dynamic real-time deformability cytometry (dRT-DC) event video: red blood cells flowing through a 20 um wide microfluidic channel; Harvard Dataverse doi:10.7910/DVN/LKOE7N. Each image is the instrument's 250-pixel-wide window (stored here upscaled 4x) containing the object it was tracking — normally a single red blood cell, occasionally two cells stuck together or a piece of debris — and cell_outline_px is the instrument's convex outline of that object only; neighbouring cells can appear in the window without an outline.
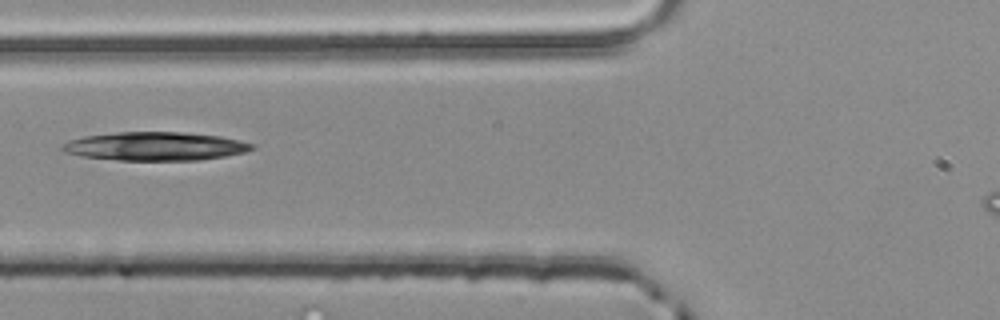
{"species": "common noctule bat (a hibernating species)", "species_latin": "Nyctalus noctula", "temperature_condition": "room temperature", "stored_images_in_passage": 2, "camera_frame_rate_fps": 3000, "um_per_image_px": 0.085, "animal": {"sex": "male", "body_mass_g": 20.4}, "frame": {"image": 1, "passage_image": 2, "time_ms": 0.333, "image_size_px": [1000, 320], "cell_outline_px": [[256, 148], [244, 152], [224, 156], [200, 160], [116, 160], [80, 156], [64, 152], [60, 148], [60, 144], [68, 140], [84, 136], [116, 132], [180, 132], [220, 136], [256, 144]], "centroid_in_image_um": [13.15, 12.43], "position_along_channel_um": 112.6, "area_um2": 31.67}}